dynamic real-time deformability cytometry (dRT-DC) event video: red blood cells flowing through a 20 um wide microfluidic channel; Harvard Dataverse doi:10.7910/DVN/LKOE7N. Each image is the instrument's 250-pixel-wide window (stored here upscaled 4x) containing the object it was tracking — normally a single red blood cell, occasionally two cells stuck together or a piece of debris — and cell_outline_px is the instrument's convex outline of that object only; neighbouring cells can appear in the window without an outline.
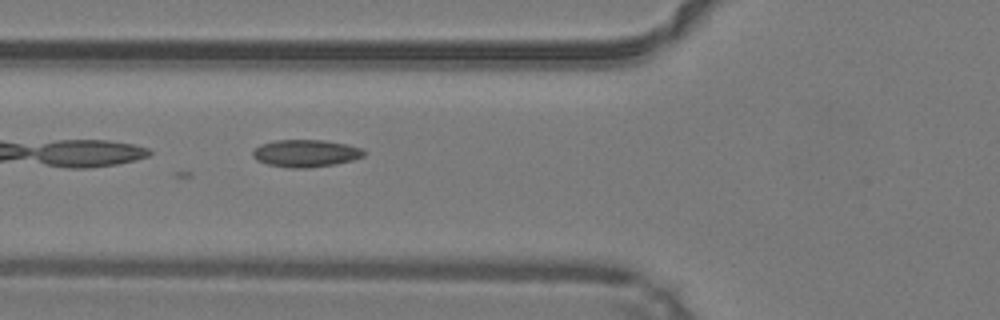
{"species": "common noctule bat (a hibernating species)", "species_latin": "Nyctalus noctula", "temperature_condition": "warm", "stored_images_in_passage": 49, "camera_frame_rate_fps": 3000, "um_per_image_px": 0.085, "animal": {"sex": "male", "body_mass_g": 19.2, "forearm_length_mm": 51.8}, "frame": {"image": 1, "passage_image": 18, "time_ms": 5.667, "image_size_px": [1000, 320], "cell_outline_px": [[364, 156], [352, 160], [336, 164], [308, 168], [288, 168], [268, 164], [256, 160], [252, 156], [252, 152], [260, 144], [276, 140], [324, 140], [348, 144], [364, 148]], "centroid_in_image_um": [26.0, 13.03], "position_along_channel_um": 99.8, "area_um2": 17.86}}
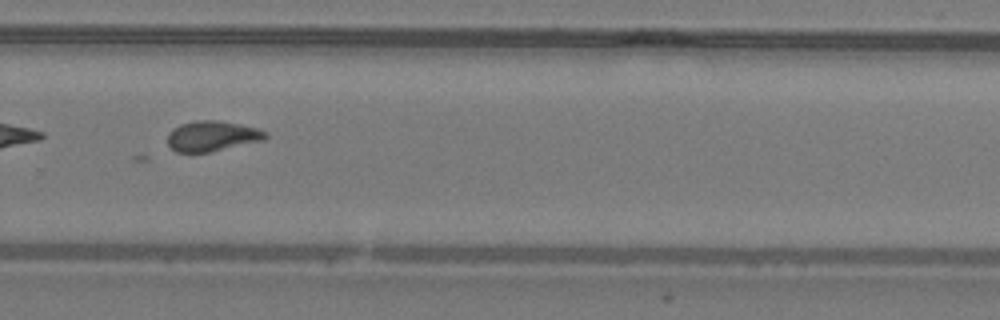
{"frame": {"image": 2, "passage_image": 33, "time_ms": 10.667, "image_size_px": [1000, 320], "cell_outline_px": [[268, 136], [264, 140], [208, 152], [176, 152], [168, 144], [168, 132], [172, 128], [180, 124], [196, 120], [216, 120], [240, 124], [256, 128], [268, 132]], "centroid_in_image_um": [18.02, 11.55], "position_along_channel_um": 311.8, "area_um2": 17.28}}